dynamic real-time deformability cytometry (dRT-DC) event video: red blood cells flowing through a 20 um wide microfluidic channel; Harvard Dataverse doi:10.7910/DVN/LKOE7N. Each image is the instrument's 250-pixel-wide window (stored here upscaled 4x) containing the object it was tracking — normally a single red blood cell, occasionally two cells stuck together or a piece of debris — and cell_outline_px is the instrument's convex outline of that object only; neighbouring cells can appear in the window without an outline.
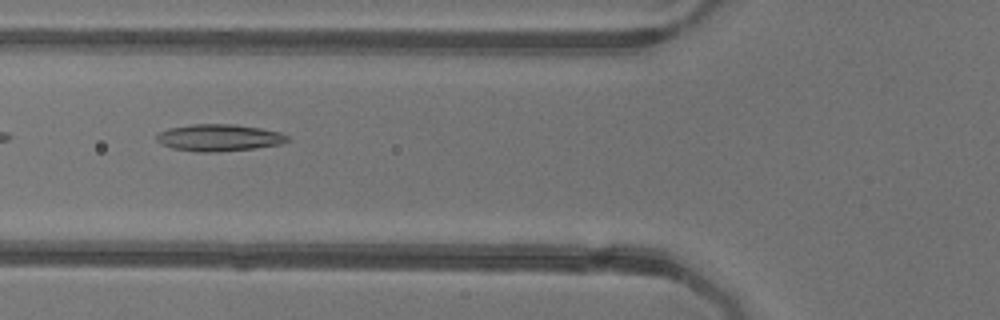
{"species": "common noctule bat (a hibernating species)", "species_latin": "Nyctalus noctula", "temperature_condition": "warm", "stored_images_in_passage": 37, "camera_frame_rate_fps": 3000, "um_per_image_px": 0.085, "animal": {"sex": "female"}, "frame": {"image": 1, "passage_image": 4, "time_ms": 1.0, "image_size_px": [1000, 320], "cell_outline_px": [[288, 140], [280, 144], [256, 148], [216, 152], [196, 152], [172, 148], [160, 144], [156, 140], [156, 136], [160, 132], [168, 128], [192, 124], [236, 124], [260, 128], [280, 132], [288, 136]], "centroid_in_image_um": [18.59, 11.7], "position_along_channel_um": 107.2, "area_um2": 20.58}}
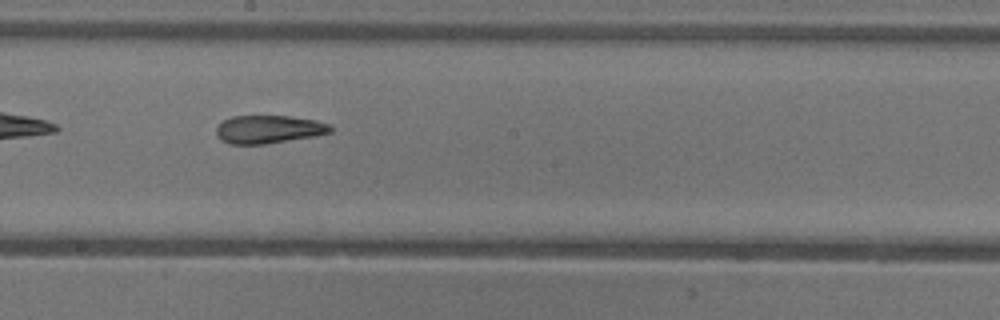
{"frame": {"image": 2, "passage_image": 13, "time_ms": 4.0, "image_size_px": [1000, 320], "cell_outline_px": [[332, 132], [316, 136], [264, 144], [228, 144], [220, 140], [216, 136], [216, 128], [224, 120], [232, 116], [292, 116], [316, 120], [328, 124], [332, 128]], "centroid_in_image_um": [22.83, 11.0], "position_along_channel_um": 225.4, "area_um2": 18.79}}
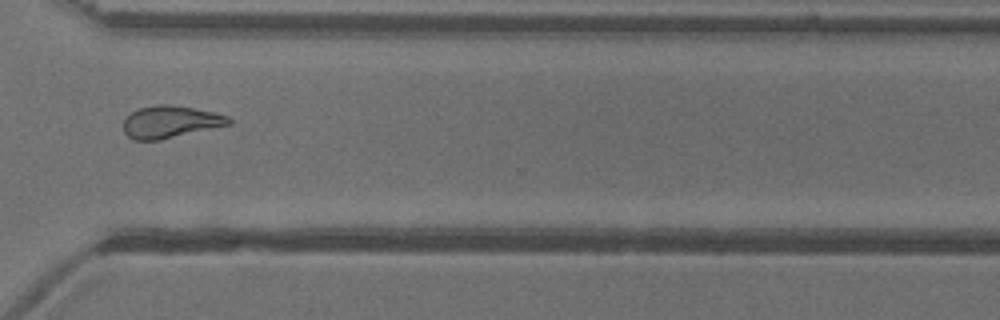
{"frame": {"image": 3, "passage_image": 23, "time_ms": 7.333, "image_size_px": [1000, 320], "cell_outline_px": [[232, 124], [160, 140], [136, 140], [128, 136], [124, 132], [124, 120], [132, 112], [140, 108], [160, 104], [172, 104], [212, 112], [228, 116], [232, 120]], "centroid_in_image_um": [14.5, 10.36], "position_along_channel_um": 356.1, "area_um2": 19.59}, "authors_computed_cell_mechanics": {"area_um2": 19.5942, "velocity_mm_per_s": 3.9314, "shape_relaxation_time_tau1_ms": null, "shape_relaxation_time_tau2_ms": 3.5649, "deformation_change_tau1": null, "deformation_change_tau2": 0.1308}}